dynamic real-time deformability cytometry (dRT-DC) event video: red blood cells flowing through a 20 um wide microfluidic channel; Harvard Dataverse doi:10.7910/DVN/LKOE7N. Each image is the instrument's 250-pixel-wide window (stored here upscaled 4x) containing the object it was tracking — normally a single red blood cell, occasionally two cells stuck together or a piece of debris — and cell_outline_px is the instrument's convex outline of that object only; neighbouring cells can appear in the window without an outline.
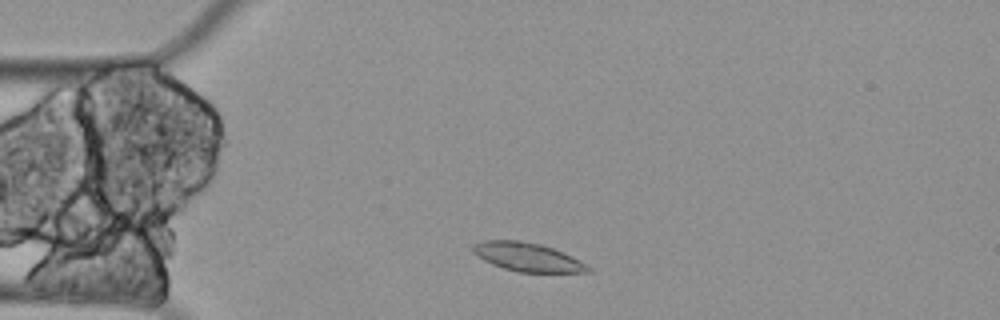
{"species": "Egyptian fruit bat (a non-hibernating species)", "species_latin": "Rousettus aegyptiacus", "temperature_condition": "cold", "stored_images_in_passage": 51, "camera_frame_rate_fps": 3000, "um_per_image_px": 0.085, "animal": {"sex": "female"}, "frame": {"image": 1, "passage_image": 5, "time_ms": 1.333, "image_size_px": [1000, 320], "cell_outline_px": [[592, 272], [516, 272], [492, 264], [476, 256], [472, 252], [472, 244], [484, 240], [520, 240], [540, 244], [552, 248], [572, 256], [588, 264], [592, 268]], "centroid_in_image_um": [44.83, 21.85], "position_along_channel_um": 40.2, "area_um2": 19.36}}
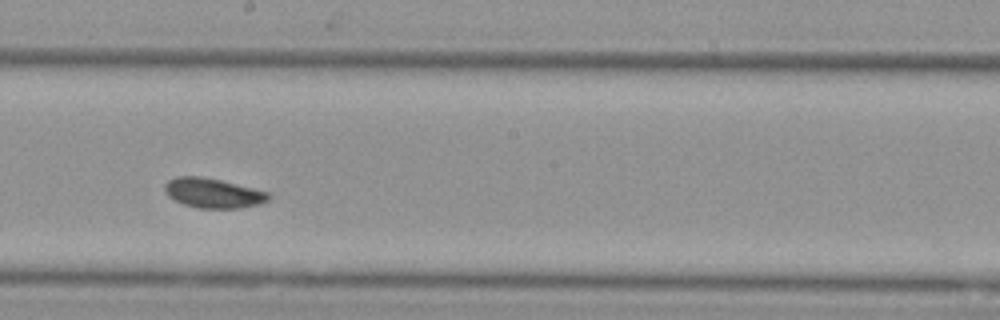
{"frame": {"image": 2, "passage_image": 24, "time_ms": 7.667, "image_size_px": [1000, 320], "cell_outline_px": [[272, 196], [268, 200], [260, 204], [240, 208], [200, 208], [184, 204], [168, 196], [164, 192], [164, 184], [168, 180], [176, 176], [200, 176], [220, 180], [268, 192]], "centroid_in_image_um": [18.1, 16.41], "position_along_channel_um": 230.1, "area_um2": 17.92}}
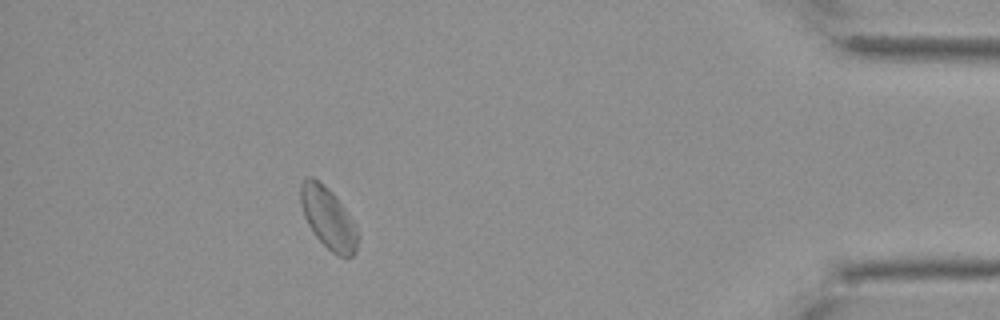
{"frame": {"image": 3, "passage_image": 45, "time_ms": 14.667, "image_size_px": [1000, 320], "cell_outline_px": [[356, 252], [352, 256], [340, 256], [332, 252], [312, 232], [304, 216], [300, 204], [300, 184], [308, 176], [312, 176], [324, 184], [332, 192], [348, 212], [356, 228]], "centroid_in_image_um": [27.86, 18.5], "position_along_channel_um": 407.3, "area_um2": 20.17}, "authors_computed_cell_mechanics": {"area_um2": 18.9006, "velocity_mm_per_s": 3.2607, "shape_relaxation_time_tau1_ms": 0.3237, "shape_relaxation_time_tau2_ms": null, "deformation_change_tau1": null, "deformation_change_tau2": null}}